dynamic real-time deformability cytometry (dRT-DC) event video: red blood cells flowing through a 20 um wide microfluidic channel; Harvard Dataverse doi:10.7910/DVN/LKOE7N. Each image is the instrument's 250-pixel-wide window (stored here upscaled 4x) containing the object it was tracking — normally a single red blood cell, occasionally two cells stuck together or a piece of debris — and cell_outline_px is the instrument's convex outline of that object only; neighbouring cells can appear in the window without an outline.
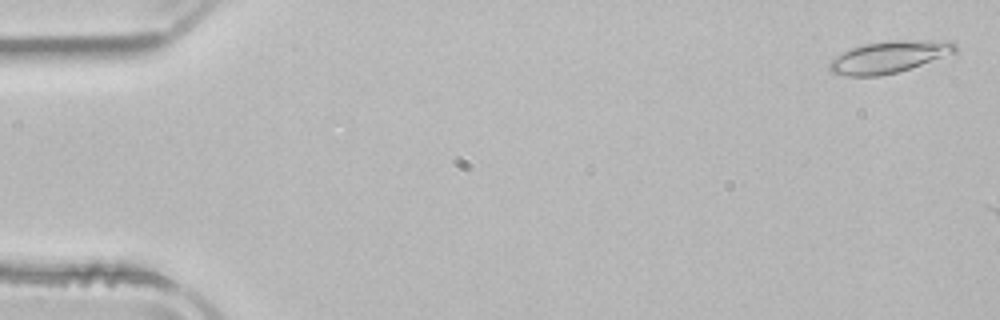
{"species": "common noctule bat (a hibernating species)", "species_latin": "Nyctalus noctula", "temperature_condition": "room temperature", "stored_images_in_passage": 4, "camera_frame_rate_fps": 3000, "um_per_image_px": 0.085, "animal": {"sex": "male", "body_mass_g": 21.5, "forearm_length_mm": 52.0}, "frame": {"image": 1, "passage_image": 2, "time_ms": 0.333, "image_size_px": [1000, 320], "cell_outline_px": [[960, 48], [956, 52], [896, 72], [880, 76], [848, 76], [832, 72], [828, 68], [828, 64], [840, 52], [864, 44], [888, 40], [948, 40], [956, 44]], "centroid_in_image_um": [75.57, 4.82], "position_along_channel_um": 9.4, "area_um2": 23.29}}